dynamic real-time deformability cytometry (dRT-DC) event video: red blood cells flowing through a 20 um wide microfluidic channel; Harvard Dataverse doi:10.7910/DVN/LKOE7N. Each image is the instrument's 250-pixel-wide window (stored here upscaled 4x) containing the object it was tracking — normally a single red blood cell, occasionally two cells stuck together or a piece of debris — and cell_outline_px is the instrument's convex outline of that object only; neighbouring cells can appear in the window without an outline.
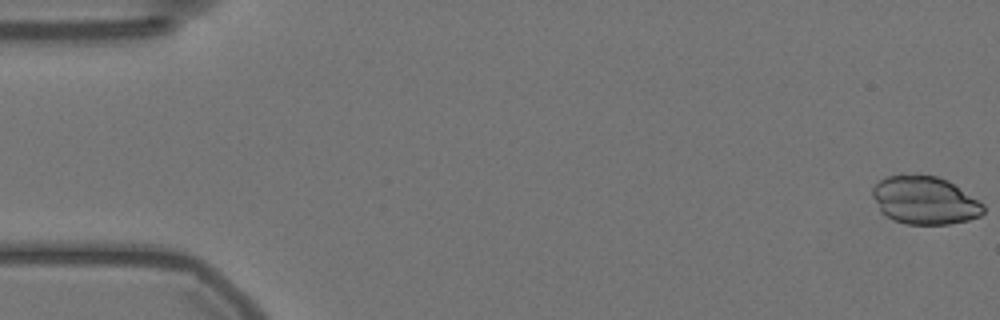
{"species": "Egyptian fruit bat (a non-hibernating species)", "species_latin": "Rousettus aegyptiacus", "temperature_condition": "warm", "stored_images_in_passage": 57, "camera_frame_rate_fps": 3000, "um_per_image_px": 0.085, "animal": {"sex": "female"}, "frame": {"image": 1, "passage_image": 1, "time_ms": 0.0, "image_size_px": [1000, 320], "cell_outline_px": [[984, 212], [980, 216], [968, 220], [948, 224], [908, 224], [892, 220], [880, 212], [872, 196], [872, 188], [884, 176], [900, 172], [936, 176], [948, 180], [984, 204]], "centroid_in_image_um": [78.56, 17.0], "position_along_channel_um": 6.4, "area_um2": 31.56}}
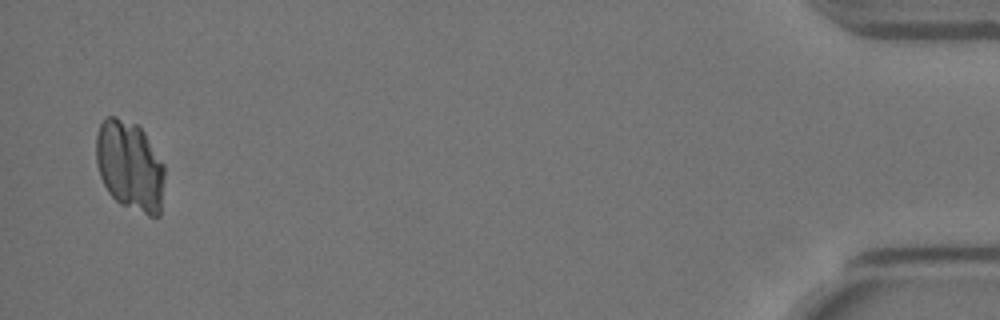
{"frame": {"image": 2, "passage_image": 56, "time_ms": 18.333, "image_size_px": [1000, 320], "cell_outline_px": [[164, 176], [160, 216], [148, 216], [120, 204], [108, 192], [100, 176], [96, 164], [96, 136], [100, 124], [104, 116], [116, 116], [136, 124], [144, 132], [164, 164]], "centroid_in_image_um": [11.03, 14.09], "position_along_channel_um": 424.2, "area_um2": 36.18}}